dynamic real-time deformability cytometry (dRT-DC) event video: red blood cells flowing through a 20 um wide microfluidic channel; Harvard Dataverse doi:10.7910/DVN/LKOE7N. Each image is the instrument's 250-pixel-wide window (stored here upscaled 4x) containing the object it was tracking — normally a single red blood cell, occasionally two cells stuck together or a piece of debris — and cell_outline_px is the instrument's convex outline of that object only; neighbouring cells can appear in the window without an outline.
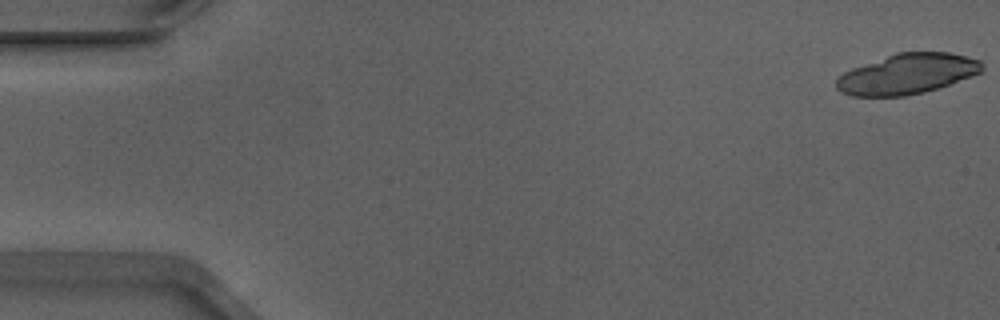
{"species": "Egyptian fruit bat (a non-hibernating species)", "species_latin": "Rousettus aegyptiacus", "temperature_condition": "warm", "stored_images_in_passage": 9, "camera_frame_rate_fps": 3000, "um_per_image_px": 0.085, "animal": {"sex": "male"}, "frame": {"image": 1, "passage_image": 1, "time_ms": 0.0, "image_size_px": [1000, 320], "cell_outline_px": [[984, 68], [980, 72], [972, 76], [924, 92], [904, 96], [852, 96], [840, 92], [836, 88], [836, 80], [844, 72], [852, 68], [896, 52], [948, 52], [980, 60]], "centroid_in_image_um": [77.09, 6.28], "position_along_channel_um": 7.9, "area_um2": 33.99}}